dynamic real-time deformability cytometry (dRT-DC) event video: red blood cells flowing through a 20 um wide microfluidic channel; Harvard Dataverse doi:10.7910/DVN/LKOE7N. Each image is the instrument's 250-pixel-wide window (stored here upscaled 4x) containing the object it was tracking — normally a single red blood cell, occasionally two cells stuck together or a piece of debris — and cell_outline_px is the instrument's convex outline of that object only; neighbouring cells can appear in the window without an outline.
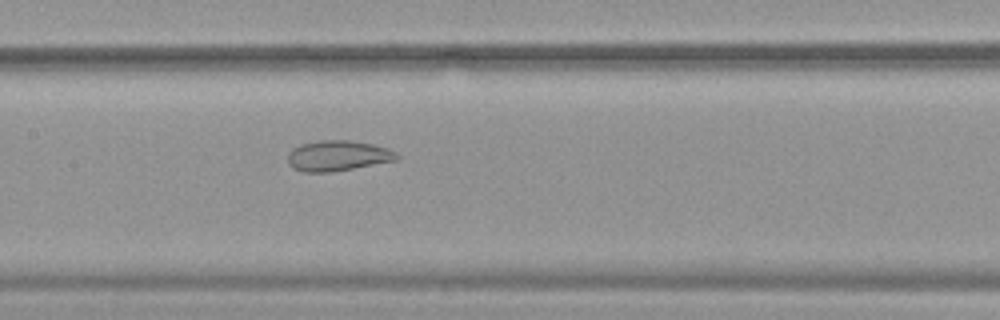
{"species": "common noctule bat (a hibernating species)", "species_latin": "Nyctalus noctula", "temperature_condition": "warm", "stored_images_in_passage": 35, "camera_frame_rate_fps": 3000, "um_per_image_px": 0.085, "animal": {"sex": "female", "body_mass_g": 19.9}, "frame": {"image": 1, "passage_image": 17, "time_ms": 5.333, "image_size_px": [1000, 320], "cell_outline_px": [[400, 156], [396, 160], [332, 172], [304, 172], [292, 168], [288, 164], [288, 152], [292, 148], [300, 144], [320, 140], [348, 140], [372, 144], [388, 148], [396, 152]], "centroid_in_image_um": [28.68, 13.23], "position_along_channel_um": 178.7, "area_um2": 19.42}}
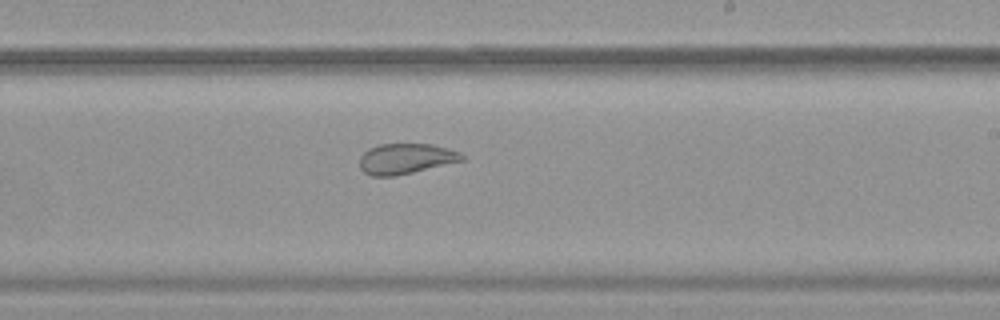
{"frame": {"image": 2, "passage_image": 23, "time_ms": 7.333, "image_size_px": [1000, 320], "cell_outline_px": [[464, 160], [396, 176], [372, 176], [364, 172], [360, 168], [360, 156], [368, 148], [380, 144], [432, 144], [460, 152], [464, 156]], "centroid_in_image_um": [34.47, 13.49], "position_along_channel_um": 254.5, "area_um2": 18.09}}
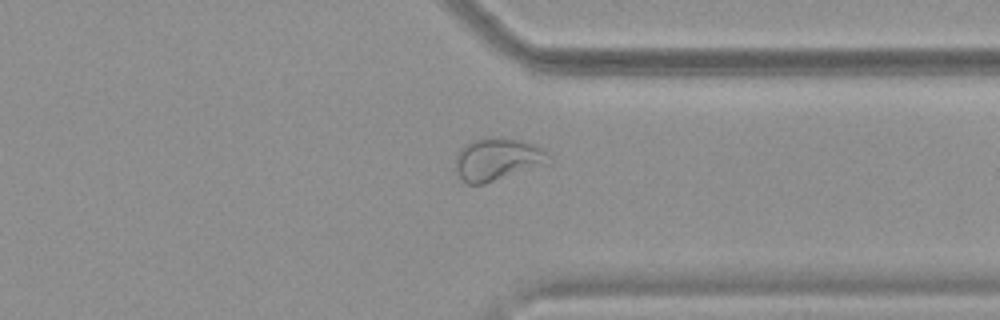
{"frame": {"image": 3, "passage_image": 32, "time_ms": 10.333, "image_size_px": [1000, 320], "cell_outline_px": [[548, 152], [544, 164], [484, 184], [468, 184], [460, 176], [456, 168], [456, 156], [460, 148], [464, 144], [472, 140], [492, 136], [520, 140], [544, 148]], "centroid_in_image_um": [42.22, 13.51], "position_along_channel_um": 369.2, "area_um2": 22.66}}